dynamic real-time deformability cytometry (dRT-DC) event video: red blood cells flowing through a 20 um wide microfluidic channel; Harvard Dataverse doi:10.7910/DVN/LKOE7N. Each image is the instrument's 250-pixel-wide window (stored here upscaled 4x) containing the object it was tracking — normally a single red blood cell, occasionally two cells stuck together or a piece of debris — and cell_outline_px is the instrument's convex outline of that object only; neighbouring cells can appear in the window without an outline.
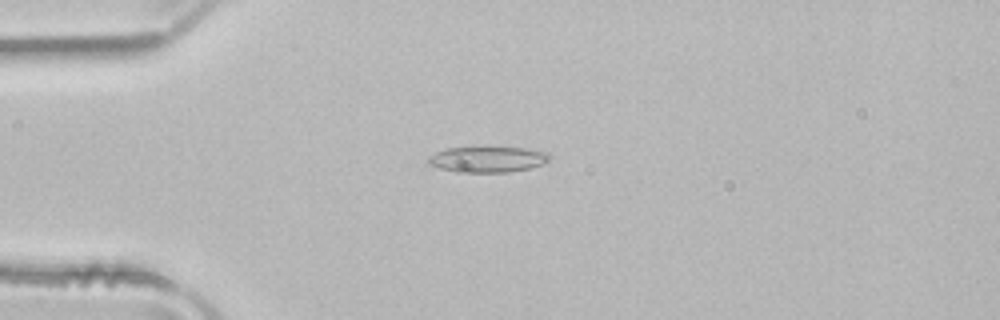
{"species": "common noctule bat (a hibernating species)", "species_latin": "Nyctalus noctula", "temperature_condition": "room temperature", "stored_images_in_passage": 51, "camera_frame_rate_fps": 3000, "um_per_image_px": 0.085, "animal": {"sex": "male", "body_mass_g": 21.5, "forearm_length_mm": 52.0}, "frame": {"image": 1, "passage_image": 13, "time_ms": 4.0, "image_size_px": [1000, 320], "cell_outline_px": [[552, 156], [548, 160], [540, 164], [528, 168], [508, 172], [456, 172], [440, 168], [428, 164], [428, 156], [436, 152], [448, 148], [480, 144], [484, 144], [524, 148], [548, 152]], "centroid_in_image_um": [41.41, 13.48], "position_along_channel_um": 43.6, "area_um2": 19.07}}
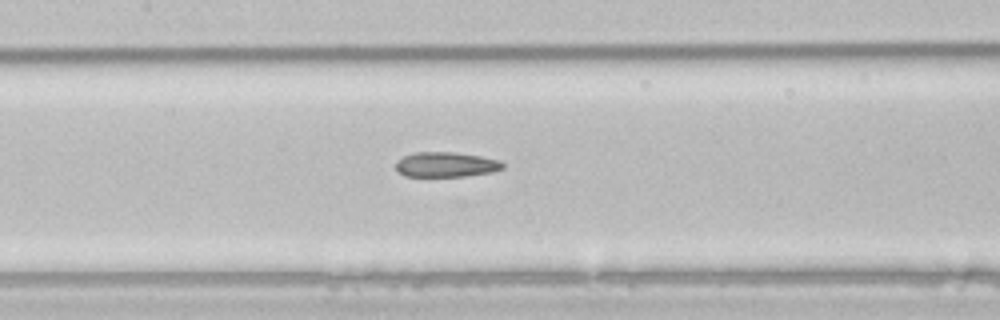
{"frame": {"image": 2, "passage_image": 24, "time_ms": 7.667, "image_size_px": [1000, 320], "cell_outline_px": [[504, 168], [492, 172], [464, 176], [404, 176], [396, 168], [396, 160], [404, 156], [416, 152], [456, 152], [480, 156], [500, 160], [504, 164]], "centroid_in_image_um": [37.92, 13.98], "position_along_channel_um": 169.5, "area_um2": 15.55}}
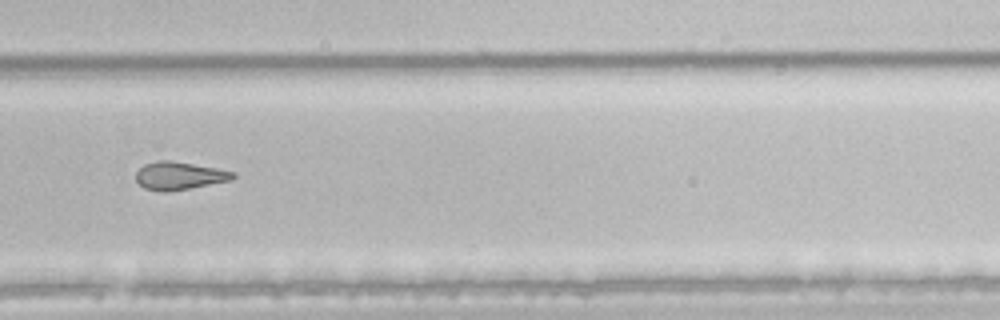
{"frame": {"image": 3, "passage_image": 35, "time_ms": 11.333, "image_size_px": [1000, 320], "cell_outline_px": [[236, 176], [232, 180], [168, 192], [164, 192], [144, 188], [136, 180], [136, 172], [144, 164], [156, 160], [168, 160], [216, 168], [232, 172]], "centroid_in_image_um": [15.2, 14.94], "position_along_channel_um": 314.6, "area_um2": 15.61}, "authors_computed_cell_mechanics": {"area_um2": 17.9758, "velocity_mm_per_s": 3.9834, "shape_relaxation_time_tau1_ms": null, "shape_relaxation_time_tau2_ms": 4.3508, "deformation_change_tau1": null, "deformation_change_tau2": 0.1388}}